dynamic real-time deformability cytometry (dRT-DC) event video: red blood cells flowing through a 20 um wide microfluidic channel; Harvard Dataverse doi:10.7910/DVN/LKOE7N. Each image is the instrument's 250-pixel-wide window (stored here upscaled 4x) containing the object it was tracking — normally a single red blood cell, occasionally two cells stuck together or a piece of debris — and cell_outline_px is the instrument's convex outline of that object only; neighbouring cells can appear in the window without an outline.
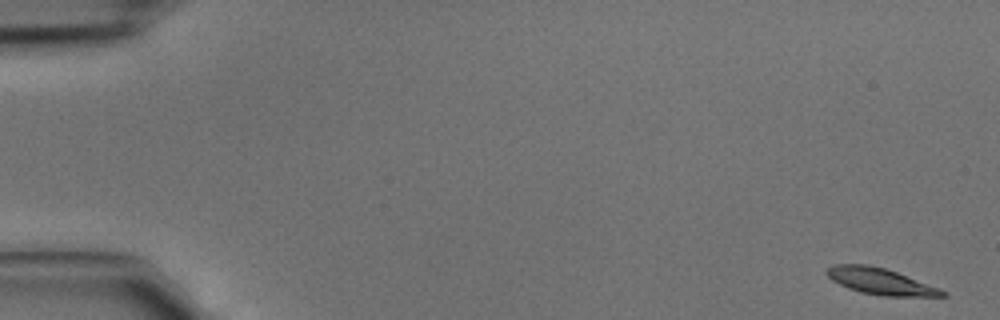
{"species": "common noctule bat (a hibernating species)", "species_latin": "Nyctalus noctula", "temperature_condition": "cold", "stored_images_in_passage": 45, "camera_frame_rate_fps": 3000, "um_per_image_px": 0.085, "animal": {"sex": "male", "body_mass_g": 15.6}, "frame": {"image": 1, "passage_image": 1, "time_ms": 0.0, "image_size_px": [1000, 320], "cell_outline_px": [[948, 296], [884, 296], [860, 292], [848, 288], [832, 280], [824, 272], [832, 264], [868, 264], [884, 268], [896, 272], [940, 288], [948, 292]], "centroid_in_image_um": [74.83, 23.91], "position_along_channel_um": 10.2, "area_um2": 17.69}}
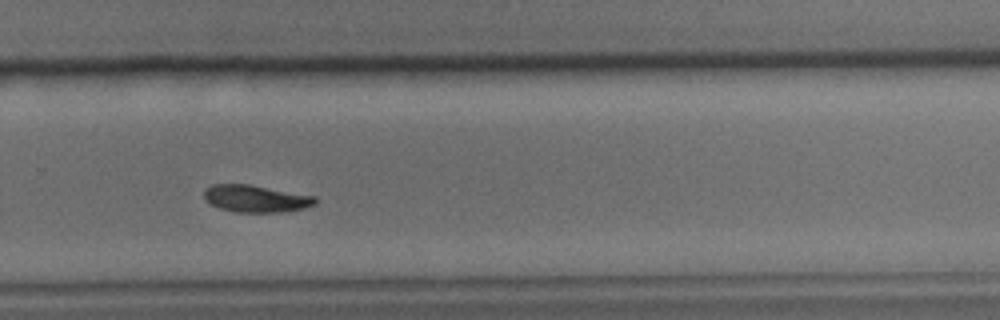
{"frame": {"image": 2, "passage_image": 31, "time_ms": 10.0, "image_size_px": [1000, 320], "cell_outline_px": [[316, 204], [304, 208], [284, 212], [236, 212], [220, 208], [208, 204], [204, 196], [204, 192], [212, 184], [248, 184], [316, 196]], "centroid_in_image_um": [21.75, 16.89], "position_along_channel_um": 308.0, "area_um2": 17.57}}
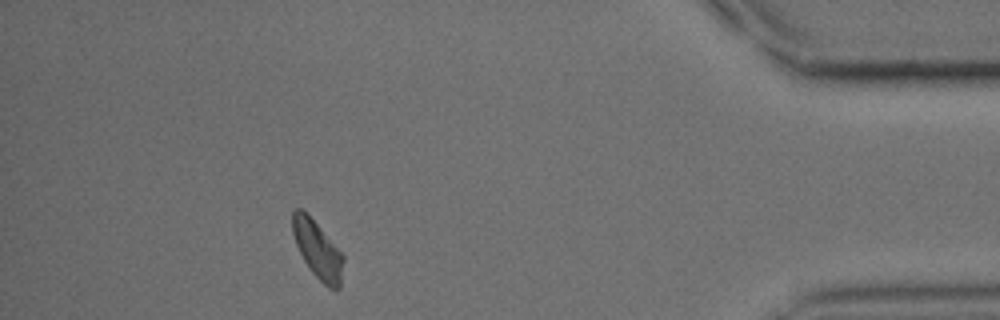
{"frame": {"image": 3, "passage_image": 41, "time_ms": 13.333, "image_size_px": [1000, 320], "cell_outline_px": [[344, 260], [340, 288], [336, 292], [328, 288], [312, 272], [304, 260], [296, 244], [292, 232], [292, 212], [296, 208], [300, 208], [308, 212], [344, 256]], "centroid_in_image_um": [27.0, 21.22], "position_along_channel_um": 408.2, "area_um2": 17.17}}